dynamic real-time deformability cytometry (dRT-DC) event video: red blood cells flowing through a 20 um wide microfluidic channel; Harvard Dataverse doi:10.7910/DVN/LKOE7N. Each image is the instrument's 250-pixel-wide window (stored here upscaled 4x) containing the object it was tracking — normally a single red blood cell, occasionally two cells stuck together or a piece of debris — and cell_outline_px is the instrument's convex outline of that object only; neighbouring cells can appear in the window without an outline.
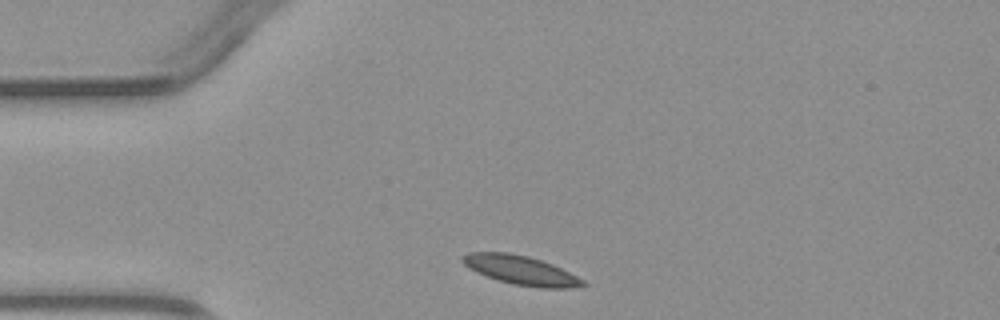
{"species": "common noctule bat (a hibernating species)", "species_latin": "Nyctalus noctula", "temperature_condition": "warm", "stored_images_in_passage": 1, "camera_frame_rate_fps": 3000, "um_per_image_px": 0.085, "animal": {"sex": "male", "body_mass_g": 23.1, "forearm_length_mm": 52.7}, "frame": {"image": 1, "passage_image": 1, "time_ms": 0.0, "image_size_px": [1000, 320], "cell_outline_px": [[588, 284], [572, 288], [540, 288], [512, 284], [476, 272], [468, 268], [460, 260], [460, 256], [468, 252], [508, 252], [528, 256], [552, 264], [584, 280]], "centroid_in_image_um": [44.24, 22.96], "position_along_channel_um": 40.8, "area_um2": 20.35}}